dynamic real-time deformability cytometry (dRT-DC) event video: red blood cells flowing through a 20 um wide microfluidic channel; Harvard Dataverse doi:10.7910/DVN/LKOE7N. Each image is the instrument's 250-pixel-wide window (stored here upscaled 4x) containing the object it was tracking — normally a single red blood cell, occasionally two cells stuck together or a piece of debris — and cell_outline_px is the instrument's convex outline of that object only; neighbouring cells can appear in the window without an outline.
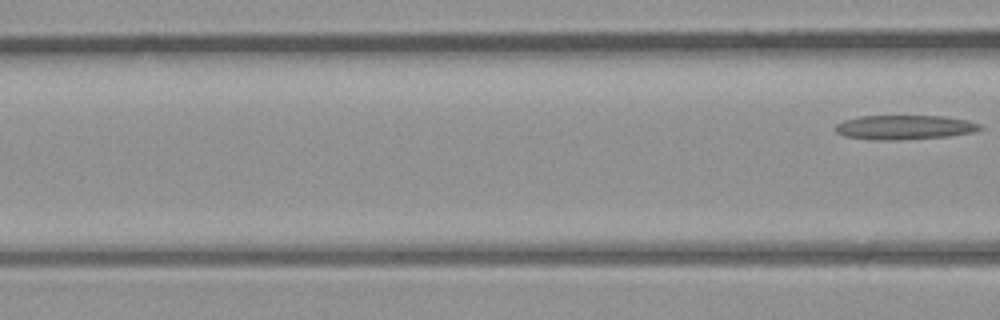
{"species": "common noctule bat (a hibernating species)", "species_latin": "Nyctalus noctula", "temperature_condition": "room temperature", "stored_images_in_passage": 4, "camera_frame_rate_fps": 3000, "um_per_image_px": 0.085, "animal": {"sex": "male", "body_mass_g": 23.1, "forearm_length_mm": 52.7}, "frame": {"image": 1, "passage_image": 4, "time_ms": 3.667, "image_size_px": [1000, 320], "cell_outline_px": [[984, 128], [972, 132], [948, 136], [896, 140], [872, 140], [844, 136], [836, 132], [836, 124], [844, 120], [856, 116], [944, 116], [968, 120], [980, 124]], "centroid_in_image_um": [76.86, 10.82], "position_along_channel_um": 89.7, "area_um2": 20.58}}